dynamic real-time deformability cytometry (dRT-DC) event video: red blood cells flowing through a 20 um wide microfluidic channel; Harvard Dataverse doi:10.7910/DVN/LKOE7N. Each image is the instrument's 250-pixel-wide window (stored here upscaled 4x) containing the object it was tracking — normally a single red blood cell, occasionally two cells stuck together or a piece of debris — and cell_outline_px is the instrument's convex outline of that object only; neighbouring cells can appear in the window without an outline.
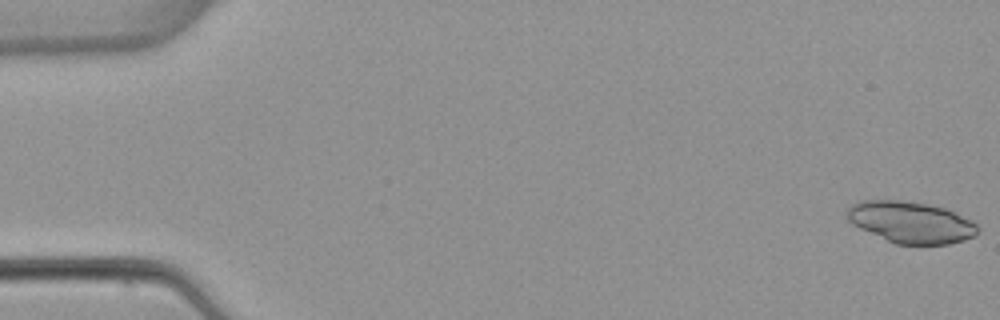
{"species": "common noctule bat (a hibernating species)", "species_latin": "Nyctalus noctula", "temperature_condition": "warm", "stored_images_in_passage": 4, "camera_frame_rate_fps": 3000, "um_per_image_px": 0.085, "animal": {"sex": "female", "body_mass_g": 22.7, "forearm_length_mm": 54.2}, "frame": {"image": 1, "passage_image": 1, "time_ms": 0.0, "image_size_px": [1000, 320], "cell_outline_px": [[976, 236], [964, 240], [948, 244], [896, 244], [860, 228], [852, 224], [848, 220], [848, 208], [852, 204], [860, 200], [896, 200], [928, 204], [944, 208], [972, 220], [976, 224]], "centroid_in_image_um": [77.42, 18.89], "position_along_channel_um": 7.6, "area_um2": 31.27}}